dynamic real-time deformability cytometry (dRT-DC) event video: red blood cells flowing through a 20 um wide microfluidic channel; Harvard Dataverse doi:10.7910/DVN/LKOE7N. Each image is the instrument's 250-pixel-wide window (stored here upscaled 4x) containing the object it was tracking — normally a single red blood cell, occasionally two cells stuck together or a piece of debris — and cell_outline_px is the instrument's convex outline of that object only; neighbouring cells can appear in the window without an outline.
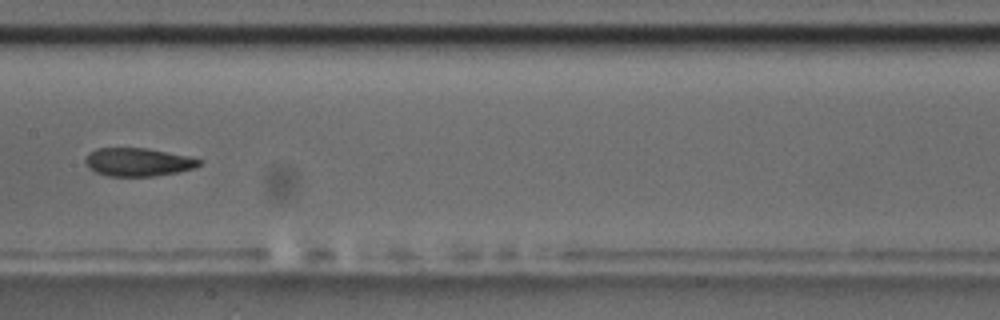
{"species": "common noctule bat (a hibernating species)", "species_latin": "Nyctalus noctula", "temperature_condition": "room temperature", "stored_images_in_passage": 9, "camera_frame_rate_fps": 3000, "um_per_image_px": 0.085, "animal": {"sex": "male", "body_mass_g": 17.5, "forearm_length_mm": 52.3}, "frame": {"image": 1, "passage_image": 9, "time_ms": 9.333, "image_size_px": [1000, 320], "cell_outline_px": [[204, 160], [196, 168], [180, 172], [152, 176], [108, 176], [96, 172], [88, 168], [84, 160], [88, 152], [96, 148], [148, 148], [188, 156]], "centroid_in_image_um": [11.74, 13.77], "position_along_channel_um": 195.7, "area_um2": 18.96}}